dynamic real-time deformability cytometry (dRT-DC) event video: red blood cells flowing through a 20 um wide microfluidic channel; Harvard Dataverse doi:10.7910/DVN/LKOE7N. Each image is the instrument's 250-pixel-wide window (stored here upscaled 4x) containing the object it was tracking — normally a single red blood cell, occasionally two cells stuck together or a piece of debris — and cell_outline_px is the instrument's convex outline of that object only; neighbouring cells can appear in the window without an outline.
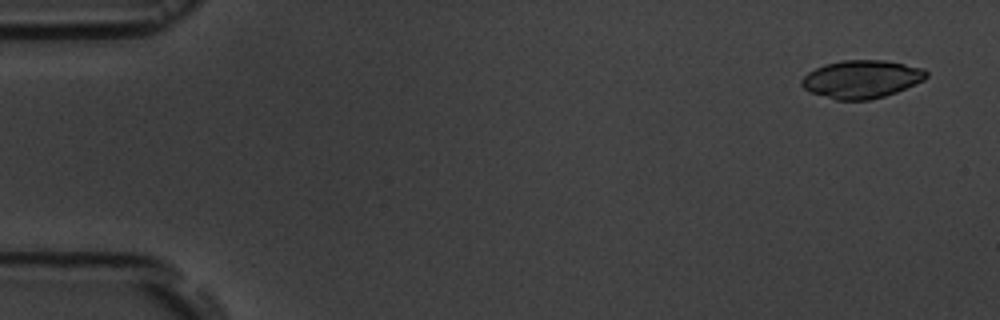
{"species": "common noctule bat (a hibernating species)", "species_latin": "Nyctalus noctula", "temperature_condition": "room temperature", "stored_images_in_passage": 5, "segment_of_instrument_passage": [1, 2], "camera_frame_rate_fps": 3000, "um_per_image_px": 0.085, "animal": {"sex": "male", "body_mass_g": 19.5, "forearm_length_mm": 54.6}, "frame": {"image": 1, "passage_image": 1, "time_ms": 0.0, "image_size_px": [1000, 320], "cell_outline_px": [[928, 76], [924, 80], [896, 92], [884, 96], [868, 100], [836, 100], [812, 92], [804, 88], [800, 84], [800, 80], [808, 72], [824, 64], [844, 60], [884, 60], [924, 68], [928, 72]], "centroid_in_image_um": [73.24, 6.72], "position_along_channel_um": 11.8, "area_um2": 27.51}}